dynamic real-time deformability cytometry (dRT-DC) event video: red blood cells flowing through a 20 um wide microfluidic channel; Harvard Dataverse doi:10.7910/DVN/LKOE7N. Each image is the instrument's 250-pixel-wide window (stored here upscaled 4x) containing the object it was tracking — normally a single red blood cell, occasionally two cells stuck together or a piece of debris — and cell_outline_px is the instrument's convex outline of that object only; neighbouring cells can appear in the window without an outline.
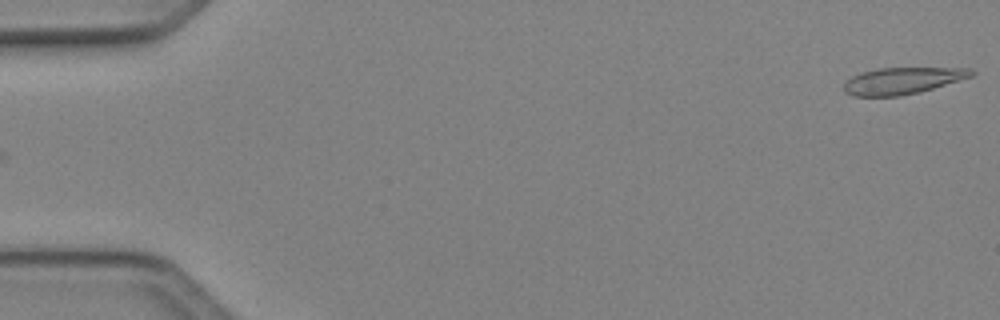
{"species": "Egyptian fruit bat (a non-hibernating species)", "species_latin": "Rousettus aegyptiacus", "temperature_condition": "cold", "stored_images_in_passage": 11, "camera_frame_rate_fps": 3000, "um_per_image_px": 0.085, "animal": {"sex": "female"}, "frame": {"image": 1, "passage_image": 1, "time_ms": 0.0, "image_size_px": [1000, 320], "cell_outline_px": [[976, 72], [972, 76], [920, 92], [900, 96], [852, 96], [844, 92], [844, 84], [852, 76], [860, 72], [880, 68], [972, 68]], "centroid_in_image_um": [76.7, 6.86], "position_along_channel_um": 8.3, "area_um2": 19.77}}